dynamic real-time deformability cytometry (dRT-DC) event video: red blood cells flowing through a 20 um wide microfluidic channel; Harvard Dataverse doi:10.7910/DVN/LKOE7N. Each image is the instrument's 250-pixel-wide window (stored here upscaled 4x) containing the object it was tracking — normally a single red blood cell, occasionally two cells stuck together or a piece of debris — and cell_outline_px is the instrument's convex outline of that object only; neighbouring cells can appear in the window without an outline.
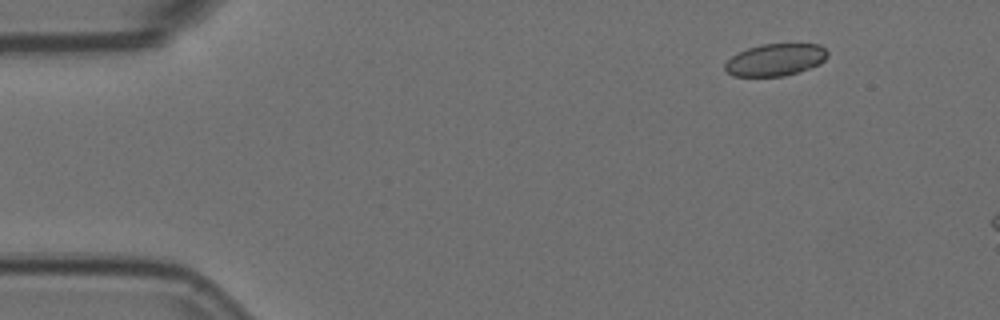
{"species": "Egyptian fruit bat (a non-hibernating species)", "species_latin": "Rousettus aegyptiacus", "temperature_condition": "room temperature", "stored_images_in_passage": 3, "camera_frame_rate_fps": 3000, "um_per_image_px": 0.085, "animal": {"sex": "female"}, "frame": {"image": 1, "passage_image": 1, "time_ms": 0.0, "image_size_px": [1000, 320], "cell_outline_px": [[828, 56], [820, 64], [800, 72], [784, 76], [732, 76], [724, 68], [724, 64], [732, 56], [748, 48], [760, 44], [820, 44], [828, 52]], "centroid_in_image_um": [65.93, 5.08], "position_along_channel_um": 19.1, "area_um2": 19.25}}